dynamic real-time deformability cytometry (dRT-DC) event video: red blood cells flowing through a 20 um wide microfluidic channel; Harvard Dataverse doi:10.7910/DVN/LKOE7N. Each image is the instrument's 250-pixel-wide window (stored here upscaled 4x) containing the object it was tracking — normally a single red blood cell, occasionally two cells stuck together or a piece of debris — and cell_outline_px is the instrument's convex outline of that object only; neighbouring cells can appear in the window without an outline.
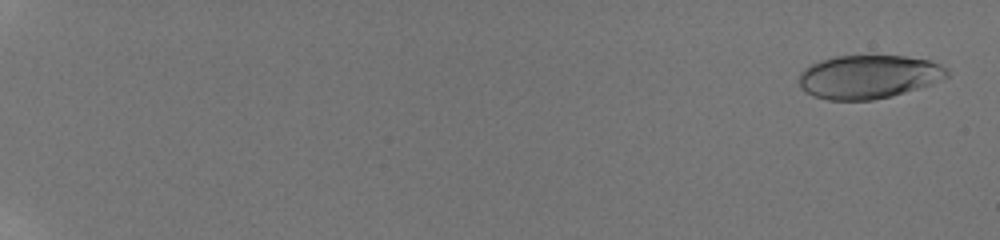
{"species": "human", "species_latin": "Homo sapiens", "temperature_condition": "room temperature", "stored_images_in_passage": 23, "camera_frame_rate_fps": 3000, "um_per_image_px": 0.085, "donor": {"sex": "male"}, "frame": {"image": 1, "passage_image": 1, "time_ms": 0.0, "image_size_px": [1000, 240], "cell_outline_px": [[948, 76], [932, 84], [892, 96], [872, 100], [828, 100], [804, 92], [800, 88], [800, 72], [804, 68], [820, 60], [836, 56], [904, 56], [928, 60], [940, 64], [948, 68]], "centroid_in_image_um": [73.83, 6.53], "position_along_channel_um": 11.2, "area_um2": 37.57}}
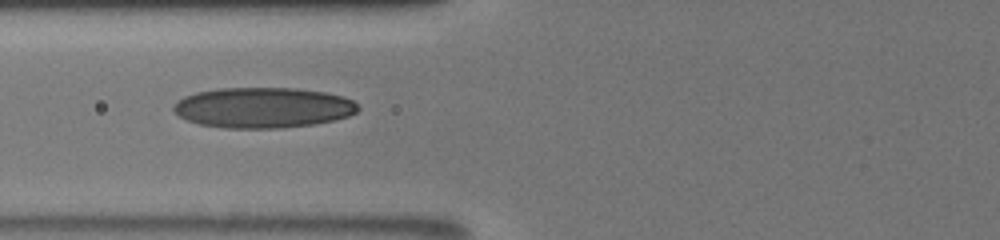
{"frame": {"image": 2, "passage_image": 19, "time_ms": 8.333, "image_size_px": [1000, 240], "cell_outline_px": [[360, 108], [356, 112], [348, 116], [332, 120], [312, 124], [280, 128], [224, 128], [200, 124], [188, 120], [180, 116], [172, 108], [172, 104], [176, 100], [184, 96], [196, 92], [216, 88], [296, 88], [324, 92], [340, 96], [352, 100]], "centroid_in_image_um": [22.31, 9.14], "position_along_channel_um": 103.5, "area_um2": 43.47}}
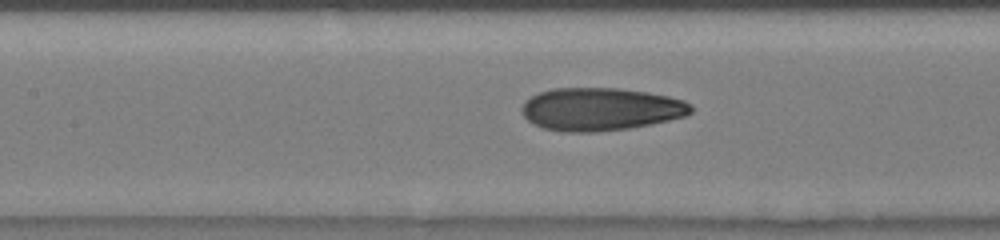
{"frame": {"image": 3, "passage_image": 22, "time_ms": 9.667, "image_size_px": [1000, 240], "cell_outline_px": [[692, 112], [684, 116], [668, 120], [628, 128], [596, 132], [560, 132], [544, 128], [532, 124], [520, 112], [520, 108], [524, 100], [540, 92], [552, 88], [620, 88], [648, 92], [668, 96], [684, 100], [692, 104]], "centroid_in_image_um": [51.01, 9.27], "position_along_channel_um": 156.4, "area_um2": 42.48}}